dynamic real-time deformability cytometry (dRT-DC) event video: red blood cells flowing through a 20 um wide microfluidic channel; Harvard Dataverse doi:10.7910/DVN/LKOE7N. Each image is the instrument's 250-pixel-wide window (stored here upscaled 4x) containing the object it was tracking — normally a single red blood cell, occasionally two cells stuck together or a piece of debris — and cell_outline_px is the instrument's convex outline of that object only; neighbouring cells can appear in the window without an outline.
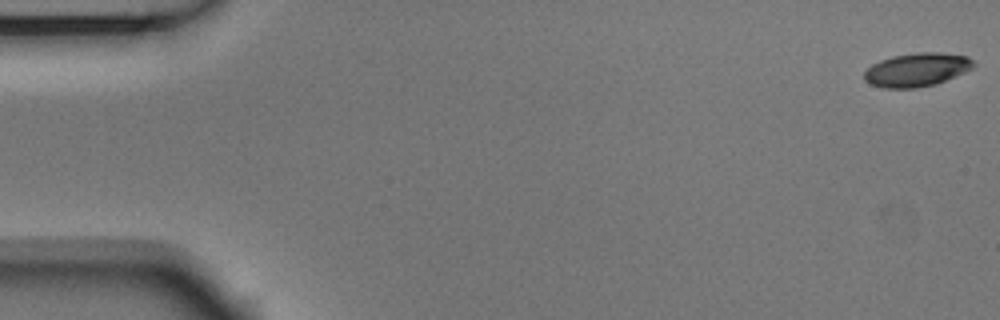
{"species": "Egyptian fruit bat (a non-hibernating species)", "species_latin": "Rousettus aegyptiacus", "temperature_condition": "room temperature", "stored_images_in_passage": 54, "camera_frame_rate_fps": 3000, "um_per_image_px": 0.085, "animal": {"sex": "male"}, "frame": {"image": 1, "passage_image": 1, "time_ms": 0.0, "image_size_px": [1000, 320], "cell_outline_px": [[976, 64], [972, 68], [964, 72], [936, 84], [916, 88], [880, 88], [864, 80], [864, 72], [872, 64], [880, 60], [892, 56], [916, 52], [940, 52], [968, 56]], "centroid_in_image_um": [77.92, 5.92], "position_along_channel_um": 7.1, "area_um2": 21.44}}
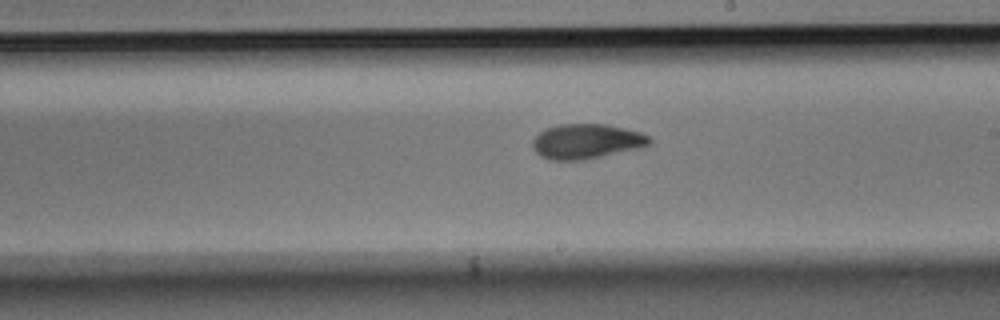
{"frame": {"image": 2, "passage_image": 31, "time_ms": 10.0, "image_size_px": [1000, 320], "cell_outline_px": [[652, 140], [648, 144], [636, 148], [584, 160], [552, 160], [540, 156], [532, 148], [532, 140], [544, 128], [560, 124], [604, 124], [624, 128], [640, 132], [648, 136]], "centroid_in_image_um": [49.78, 12.01], "position_along_channel_um": 239.2, "area_um2": 23.52}}
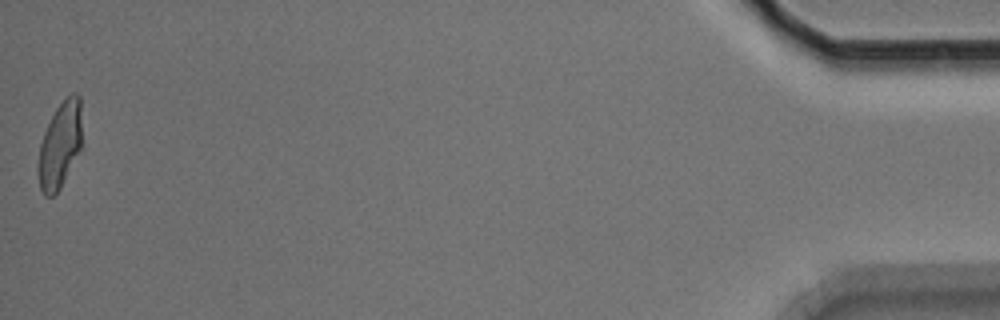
{"frame": {"image": 3, "passage_image": 54, "time_ms": 17.667, "image_size_px": [1000, 320], "cell_outline_px": [[80, 148], [60, 188], [52, 196], [44, 196], [40, 188], [36, 172], [36, 164], [40, 144], [44, 132], [56, 108], [72, 92], [76, 92], [80, 96]], "centroid_in_image_um": [5.04, 12.36], "position_along_channel_um": 430.2, "area_um2": 21.68}, "authors_computed_cell_mechanics": {"area_um2": 22.5709, "velocity_mm_per_s": 3.743, "shape_relaxation_time_tau1_ms": 4.2446, "shape_relaxation_time_tau2_ms": 1.9716, "deformation_change_tau1": 0.1818, "deformation_change_tau2": 0.0696}}